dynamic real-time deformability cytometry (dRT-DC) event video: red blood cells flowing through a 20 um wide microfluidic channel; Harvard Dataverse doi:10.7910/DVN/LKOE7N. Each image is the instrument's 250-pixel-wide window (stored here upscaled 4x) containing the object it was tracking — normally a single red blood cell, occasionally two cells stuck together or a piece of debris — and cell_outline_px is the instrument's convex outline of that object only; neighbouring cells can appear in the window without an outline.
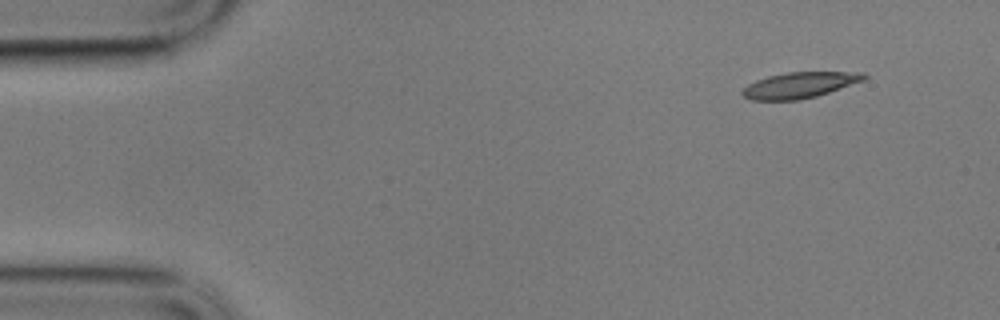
{"species": "common noctule bat (a hibernating species)", "species_latin": "Nyctalus noctula", "temperature_condition": "cold", "stored_images_in_passage": 43, "camera_frame_rate_fps": 3000, "um_per_image_px": 0.085, "animal": {"sex": "male", "body_mass_g": 17.9}, "frame": {"image": 1, "passage_image": 1, "time_ms": 0.0, "image_size_px": [1000, 320], "cell_outline_px": [[868, 76], [864, 80], [816, 96], [800, 100], [752, 100], [744, 96], [740, 92], [748, 84], [756, 80], [768, 76], [788, 72], [864, 72]], "centroid_in_image_um": [67.95, 7.23], "position_along_channel_um": 17.0, "area_um2": 18.21}}
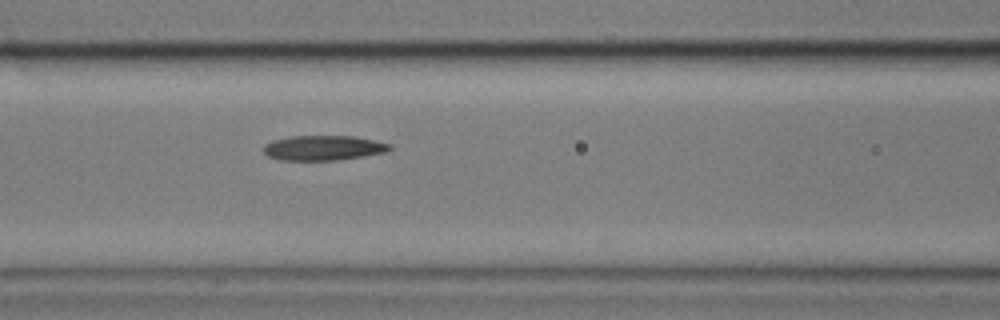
{"frame": {"image": 2, "passage_image": 20, "time_ms": 6.333, "image_size_px": [1000, 320], "cell_outline_px": [[392, 148], [384, 152], [364, 156], [336, 160], [280, 160], [268, 156], [264, 152], [264, 144], [272, 140], [292, 136], [352, 136], [392, 144]], "centroid_in_image_um": [27.46, 12.57], "position_along_channel_um": 139.1, "area_um2": 18.21}}
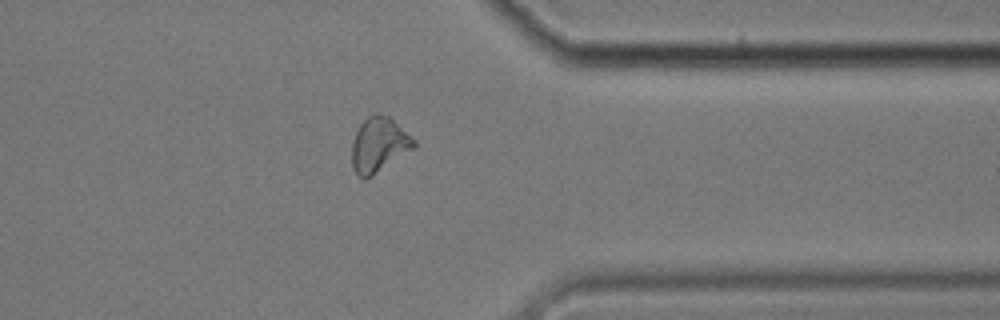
{"frame": {"image": 3, "passage_image": 42, "time_ms": 13.667, "image_size_px": [1000, 320], "cell_outline_px": [[416, 148], [372, 176], [364, 180], [356, 176], [352, 168], [352, 140], [360, 124], [368, 116], [376, 112], [380, 112], [388, 116], [412, 136], [416, 140]], "centroid_in_image_um": [32.21, 12.32], "position_along_channel_um": 379.2, "area_um2": 20.23}}